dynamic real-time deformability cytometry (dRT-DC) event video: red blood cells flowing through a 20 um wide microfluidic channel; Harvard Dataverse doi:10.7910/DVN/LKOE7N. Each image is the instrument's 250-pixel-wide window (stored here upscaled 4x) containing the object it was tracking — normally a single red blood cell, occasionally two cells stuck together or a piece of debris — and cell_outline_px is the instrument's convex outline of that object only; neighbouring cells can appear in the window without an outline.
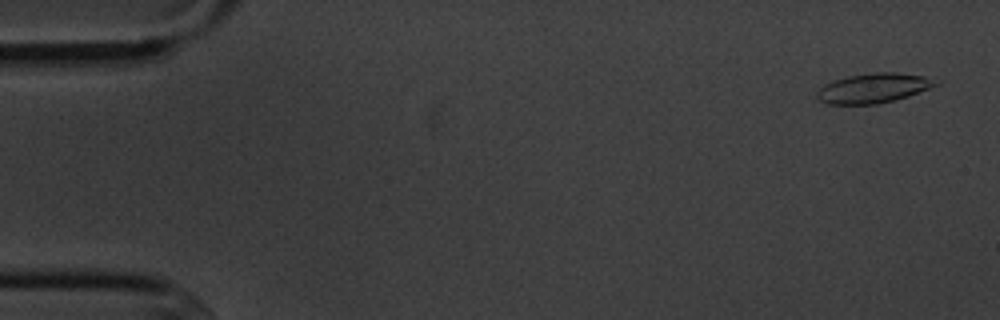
{"species": "common noctule bat (a hibernating species)", "species_latin": "Nyctalus noctula", "temperature_condition": "cold", "stored_images_in_passage": 6, "camera_frame_rate_fps": 3000, "um_per_image_px": 0.085, "animal": {"sex": "male", "body_mass_g": 20.1, "forearm_length_mm": 53.5}, "frame": {"image": 1, "passage_image": 1, "time_ms": 0.0, "image_size_px": [1000, 320], "cell_outline_px": [[944, 80], [940, 84], [908, 96], [876, 104], [828, 104], [820, 100], [816, 96], [816, 92], [824, 84], [832, 80], [848, 76], [876, 72], [896, 72], [924, 76]], "centroid_in_image_um": [74.28, 7.47], "position_along_channel_um": 10.7, "area_um2": 20.63}}